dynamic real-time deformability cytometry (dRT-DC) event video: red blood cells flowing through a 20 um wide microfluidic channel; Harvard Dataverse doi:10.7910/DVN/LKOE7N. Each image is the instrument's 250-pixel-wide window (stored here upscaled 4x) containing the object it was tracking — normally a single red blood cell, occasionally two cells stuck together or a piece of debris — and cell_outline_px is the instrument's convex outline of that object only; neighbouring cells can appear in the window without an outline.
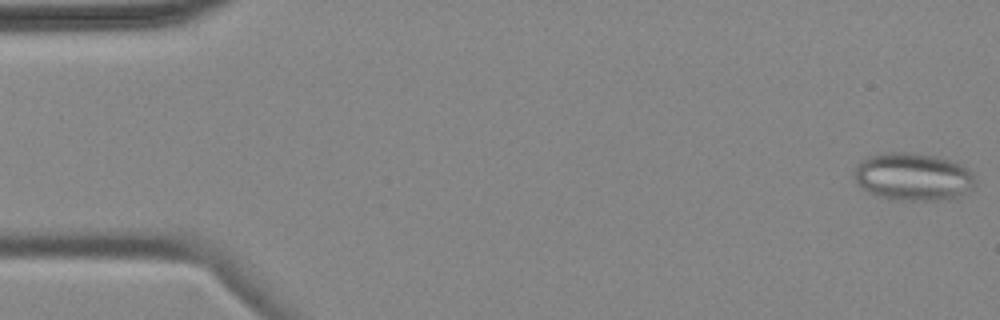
{"species": "common noctule bat (a hibernating species)", "species_latin": "Nyctalus noctula", "temperature_condition": "cold", "stored_images_in_passage": 5, "camera_frame_rate_fps": 3000, "um_per_image_px": 0.085, "animal": {"sex": "female", "body_mass_g": 18.4}, "frame": {"image": 1, "passage_image": 1, "time_ms": 0.0, "image_size_px": [1000, 320], "cell_outline_px": [[972, 188], [956, 200], [888, 200], [868, 192], [860, 188], [856, 184], [856, 164], [864, 156], [884, 152], [908, 152], [936, 156], [960, 164], [968, 168], [972, 172]], "centroid_in_image_um": [77.57, 15.03], "position_along_channel_um": 7.4, "area_um2": 34.1}}